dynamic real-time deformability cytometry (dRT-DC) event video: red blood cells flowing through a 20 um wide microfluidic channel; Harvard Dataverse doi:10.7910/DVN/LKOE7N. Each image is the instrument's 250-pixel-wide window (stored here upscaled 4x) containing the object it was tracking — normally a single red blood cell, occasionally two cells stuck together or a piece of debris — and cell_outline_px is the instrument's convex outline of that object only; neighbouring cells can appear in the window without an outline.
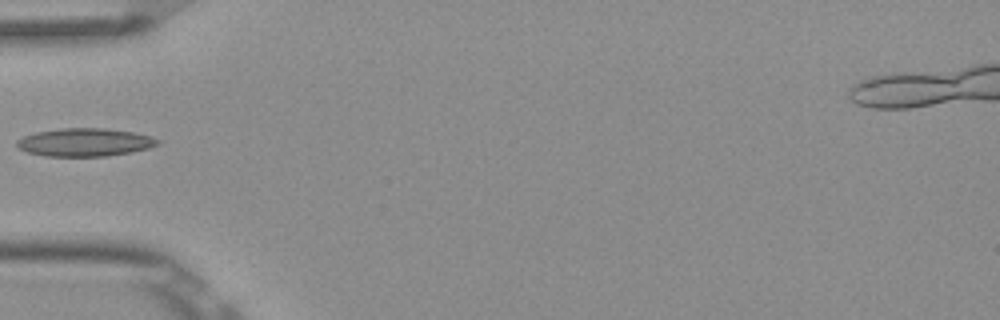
{"species": "Egyptian fruit bat (a non-hibernating species)", "species_latin": "Rousettus aegyptiacus", "temperature_condition": "room temperature", "stored_images_in_passage": 5, "camera_frame_rate_fps": 3000, "um_per_image_px": 0.085, "frame": {"image": 1, "passage_image": 4, "time_ms": 1.0, "image_size_px": [1000, 320], "cell_outline_px": [[160, 144], [148, 148], [132, 152], [108, 156], [44, 156], [28, 152], [16, 148], [16, 140], [24, 136], [36, 132], [60, 128], [104, 128], [132, 132], [152, 136], [160, 140]], "centroid_in_image_um": [7.2, 12.09], "position_along_channel_um": 77.8, "area_um2": 23.18}}
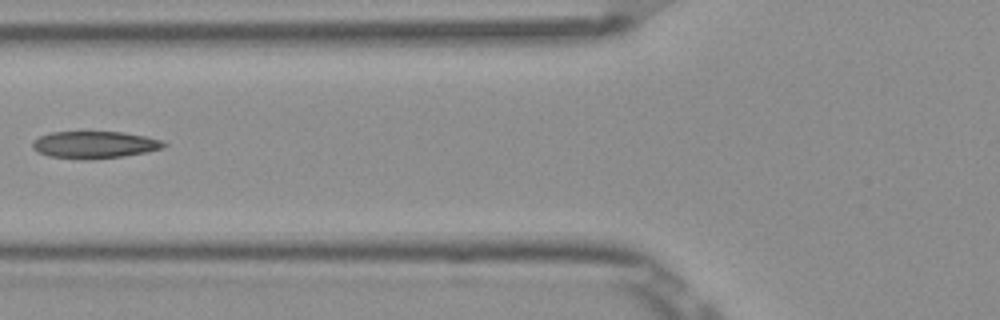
{"frame": {"image": 2, "passage_image": 5, "time_ms": 1.333, "image_size_px": [1000, 320], "cell_outline_px": [[168, 144], [164, 148], [124, 156], [92, 160], [84, 160], [48, 156], [32, 148], [32, 140], [40, 136], [52, 132], [124, 132], [144, 136], [160, 140]], "centroid_in_image_um": [8.02, 12.31], "position_along_channel_um": 117.8, "area_um2": 20.81}}